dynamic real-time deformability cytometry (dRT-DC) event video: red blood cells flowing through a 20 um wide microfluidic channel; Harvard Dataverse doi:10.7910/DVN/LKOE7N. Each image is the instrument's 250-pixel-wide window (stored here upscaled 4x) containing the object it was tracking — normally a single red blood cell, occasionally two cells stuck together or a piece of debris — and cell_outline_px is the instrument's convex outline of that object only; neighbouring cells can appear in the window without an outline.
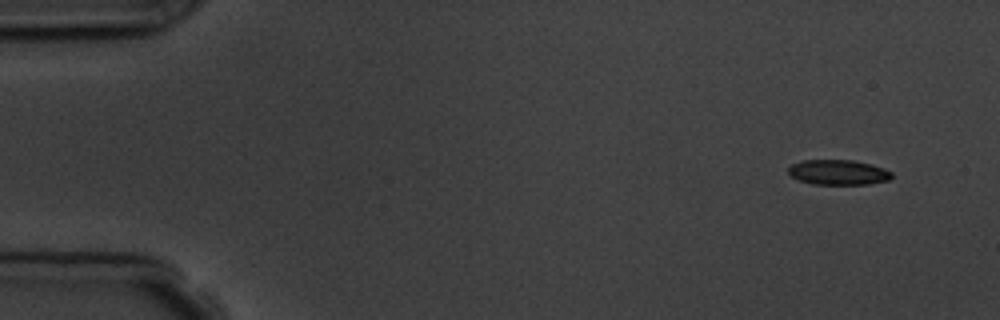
{"species": "common noctule bat (a hibernating species)", "species_latin": "Nyctalus noctula", "temperature_condition": "room temperature", "stored_images_in_passage": 8, "camera_frame_rate_fps": 3000, "um_per_image_px": 0.085, "animal": {"sex": "male", "body_mass_g": 19.5, "forearm_length_mm": 54.6}, "frame": {"image": 1, "passage_image": 1, "time_ms": 0.0, "image_size_px": [1000, 320], "cell_outline_px": [[892, 176], [888, 180], [868, 184], [812, 184], [800, 180], [792, 176], [788, 172], [788, 168], [792, 164], [800, 160], [852, 160], [872, 164], [884, 168], [892, 172]], "centroid_in_image_um": [71.25, 14.64], "position_along_channel_um": 13.7, "area_um2": 15.09}}
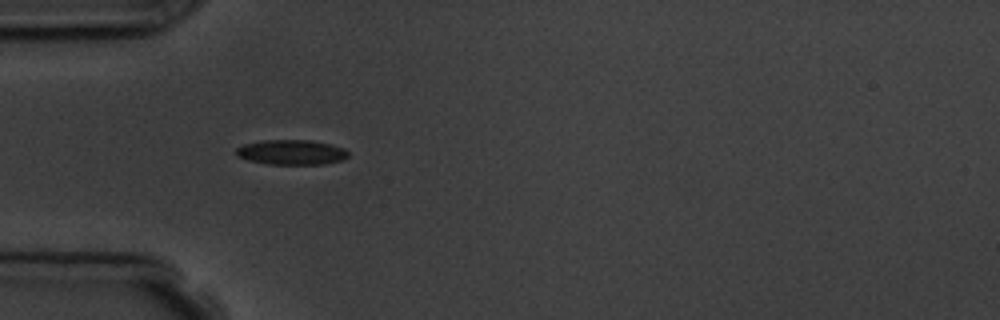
{"frame": {"image": 2, "passage_image": 5, "time_ms": 4.333, "image_size_px": [1000, 320], "cell_outline_px": [[348, 156], [344, 160], [324, 164], [268, 164], [248, 160], [236, 156], [236, 148], [244, 144], [264, 140], [312, 140], [332, 144], [344, 148], [348, 152]], "centroid_in_image_um": [24.8, 12.94], "position_along_channel_um": 60.2, "area_um2": 16.42}}
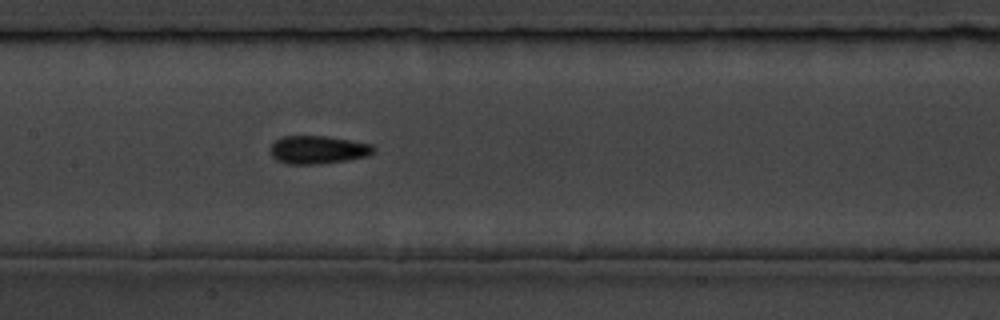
{"frame": {"image": 3, "passage_image": 8, "time_ms": 7.667, "image_size_px": [1000, 320], "cell_outline_px": [[376, 152], [368, 156], [348, 160], [320, 164], [284, 164], [276, 160], [272, 156], [268, 148], [280, 136], [328, 136], [372, 144], [376, 148]], "centroid_in_image_um": [27.02, 12.73], "position_along_channel_um": 180.4, "area_um2": 17.28}}